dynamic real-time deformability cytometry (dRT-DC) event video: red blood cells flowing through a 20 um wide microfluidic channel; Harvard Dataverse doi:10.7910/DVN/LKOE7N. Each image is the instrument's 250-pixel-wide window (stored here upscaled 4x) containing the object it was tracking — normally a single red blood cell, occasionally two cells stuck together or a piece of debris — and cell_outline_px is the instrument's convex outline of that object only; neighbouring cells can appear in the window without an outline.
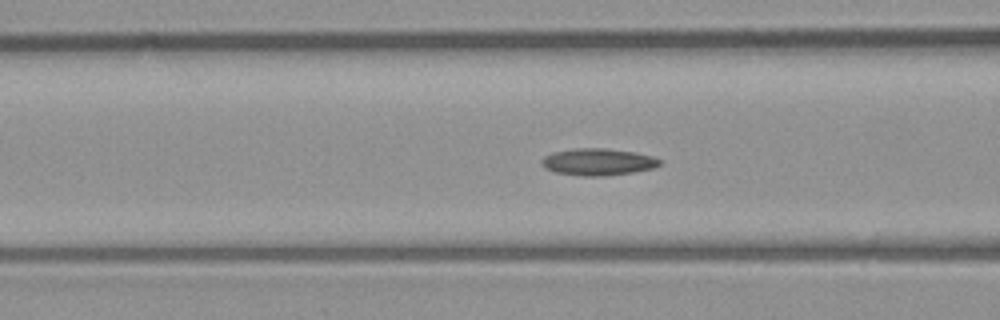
{"species": "common noctule bat (a hibernating species)", "species_latin": "Nyctalus noctula", "temperature_condition": "room temperature", "stored_images_in_passage": 38, "camera_frame_rate_fps": 3000, "um_per_image_px": 0.085, "animal": {"sex": "male", "body_mass_g": 23.1, "forearm_length_mm": 52.7}, "frame": {"image": 1, "passage_image": 6, "time_ms": 1.667, "image_size_px": [1000, 320], "cell_outline_px": [[660, 164], [656, 168], [632, 172], [604, 176], [584, 176], [556, 172], [544, 168], [540, 164], [540, 160], [544, 156], [552, 152], [576, 148], [604, 148], [636, 152], [652, 156], [660, 160]], "centroid_in_image_um": [50.81, 13.76], "position_along_channel_um": 115.8, "area_um2": 18.61}}
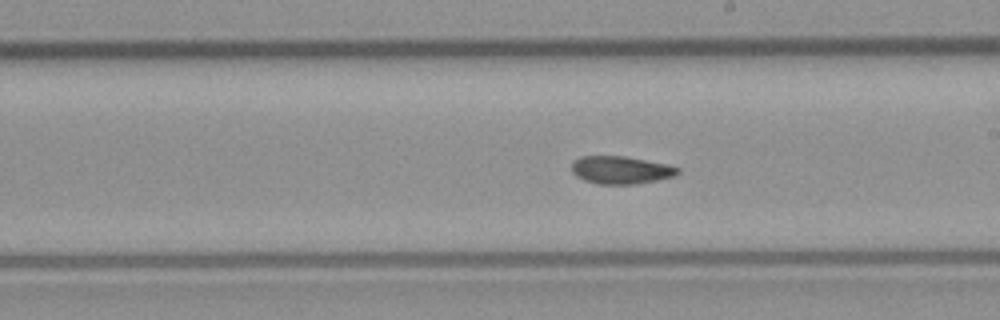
{"frame": {"image": 2, "passage_image": 15, "time_ms": 4.667, "image_size_px": [1000, 320], "cell_outline_px": [[680, 172], [676, 176], [636, 184], [596, 184], [584, 180], [576, 176], [572, 172], [572, 164], [580, 156], [624, 156], [664, 164], [680, 168]], "centroid_in_image_um": [52.76, 14.46], "position_along_channel_um": 236.2, "area_um2": 17.05}}
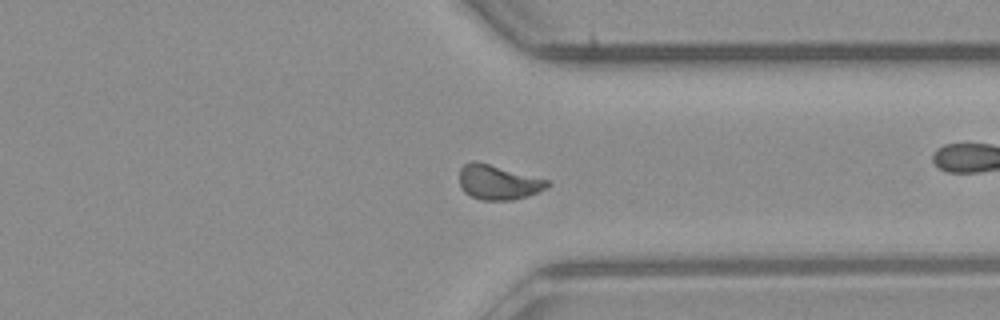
{"frame": {"image": 3, "passage_image": 25, "time_ms": 8.0, "image_size_px": [1000, 320], "cell_outline_px": [[552, 184], [528, 196], [512, 200], [480, 200], [464, 192], [460, 184], [460, 168], [464, 164], [472, 160], [488, 164], [548, 180]], "centroid_in_image_um": [42.32, 15.5], "position_along_channel_um": 369.1, "area_um2": 17.46}}